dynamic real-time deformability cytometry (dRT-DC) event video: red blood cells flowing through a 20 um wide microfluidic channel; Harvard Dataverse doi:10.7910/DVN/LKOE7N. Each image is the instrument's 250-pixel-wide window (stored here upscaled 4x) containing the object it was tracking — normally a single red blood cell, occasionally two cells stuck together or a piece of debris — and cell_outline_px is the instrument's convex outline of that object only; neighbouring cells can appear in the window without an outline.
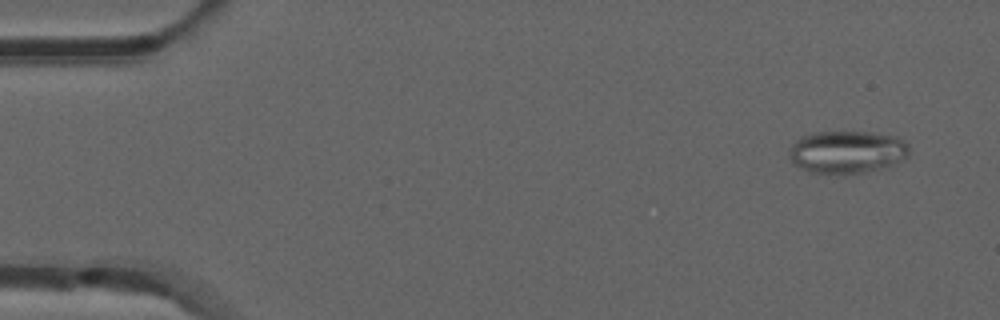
{"species": "common noctule bat (a hibernating species)", "species_latin": "Nyctalus noctula", "temperature_condition": "room temperature", "stored_images_in_passage": 53, "camera_frame_rate_fps": 3000, "um_per_image_px": 0.085, "animal": {"sex": "male", "forearm_length_mm": 52.5}, "frame": {"image": 1, "passage_image": 4, "time_ms": 1.0, "image_size_px": [1000, 320], "cell_outline_px": [[908, 156], [904, 160], [896, 164], [868, 172], [844, 176], [808, 172], [800, 168], [788, 156], [788, 148], [800, 136], [812, 132], [872, 132], [896, 136], [904, 140], [908, 144]], "centroid_in_image_um": [71.99, 12.94], "position_along_channel_um": 13.0, "area_um2": 30.75}}
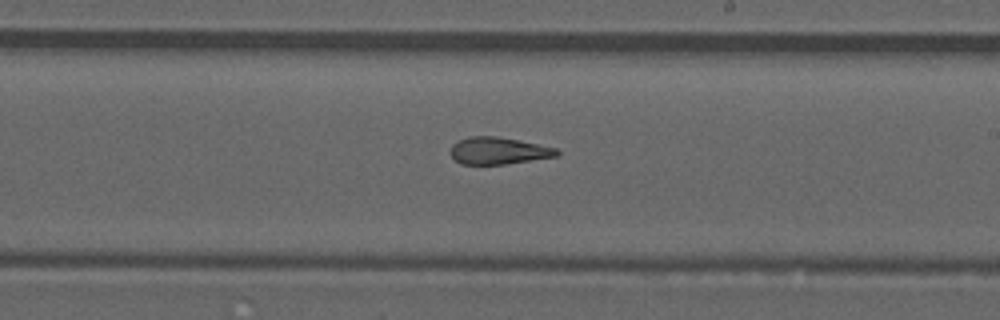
{"frame": {"image": 2, "passage_image": 31, "time_ms": 10.0, "image_size_px": [1000, 320], "cell_outline_px": [[560, 152], [556, 156], [504, 164], [460, 164], [448, 152], [452, 144], [468, 136], [496, 136], [556, 148]], "centroid_in_image_um": [42.3, 12.81], "position_along_channel_um": 246.7, "area_um2": 16.53}}
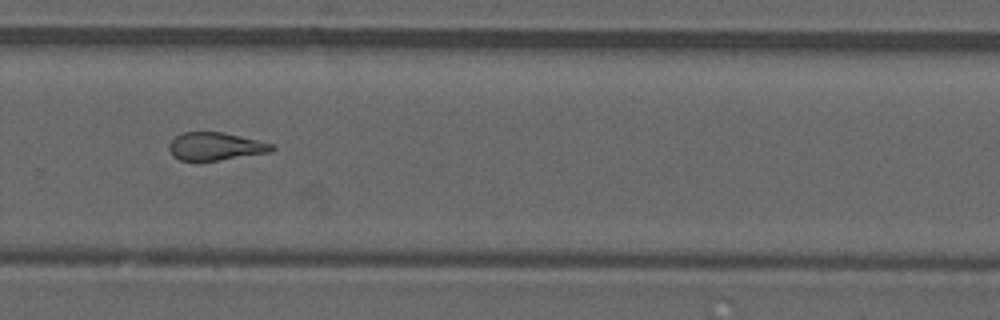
{"frame": {"image": 3, "passage_image": 36, "time_ms": 11.667, "image_size_px": [1000, 320], "cell_outline_px": [[276, 148], [272, 152], [216, 160], [180, 160], [172, 156], [168, 148], [168, 144], [176, 136], [184, 132], [224, 132], [272, 144]], "centroid_in_image_um": [18.3, 12.44], "position_along_channel_um": 311.5, "area_um2": 16.53}, "authors_computed_cell_mechanics": {"area_um2": 18.3226, "velocity_mm_per_s": 3.9127, "shape_relaxation_time_tau1_ms": null, "shape_relaxation_time_tau2_ms": 4.3179, "deformation_change_tau1": null, "deformation_change_tau2": 0.1498}}